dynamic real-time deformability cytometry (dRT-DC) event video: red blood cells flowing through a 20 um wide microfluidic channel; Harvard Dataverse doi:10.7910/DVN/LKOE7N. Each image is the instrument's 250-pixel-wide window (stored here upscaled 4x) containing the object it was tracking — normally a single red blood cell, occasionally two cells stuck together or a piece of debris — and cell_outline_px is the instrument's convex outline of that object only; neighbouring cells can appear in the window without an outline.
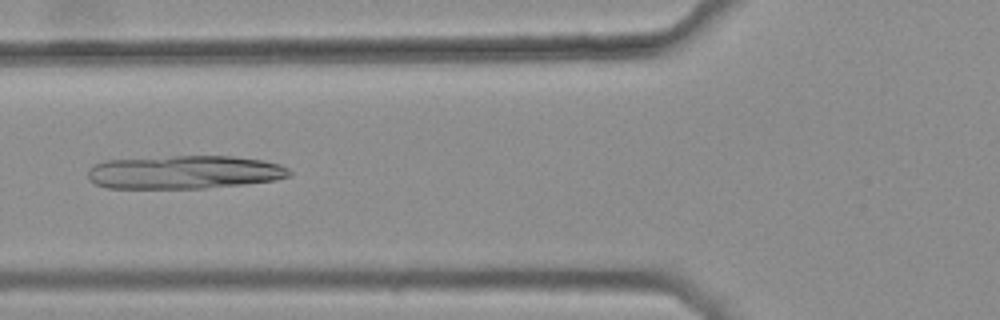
{"species": "common noctule bat (a hibernating species)", "species_latin": "Nyctalus noctula", "temperature_condition": "warm", "stored_images_in_passage": 33, "camera_frame_rate_fps": 3000, "um_per_image_px": 0.085, "animal": {"sex": "female", "body_mass_g": 25.1}, "frame": {"image": 1, "passage_image": 8, "time_ms": 2.333, "image_size_px": [1000, 320], "cell_outline_px": [[292, 176], [276, 180], [244, 184], [204, 188], [108, 188], [96, 184], [88, 180], [88, 168], [92, 164], [104, 160], [172, 156], [232, 156], [264, 160], [280, 164], [288, 168], [292, 172]], "centroid_in_image_um": [15.67, 14.63], "position_along_channel_um": 110.1, "area_um2": 39.59}}
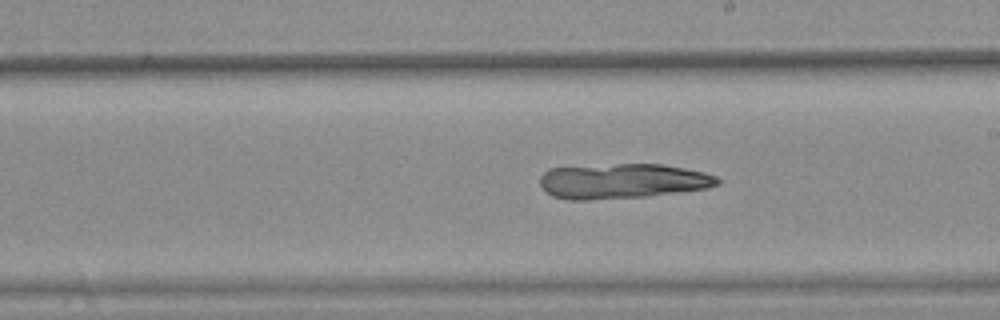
{"frame": {"image": 2, "passage_image": 18, "time_ms": 5.667, "image_size_px": [1000, 320], "cell_outline_px": [[720, 184], [708, 188], [680, 192], [644, 196], [588, 200], [568, 200], [552, 196], [540, 184], [540, 176], [548, 168], [616, 164], [664, 164], [704, 172], [716, 176], [720, 180]], "centroid_in_image_um": [52.92, 15.39], "position_along_channel_um": 236.1, "area_um2": 36.24}}
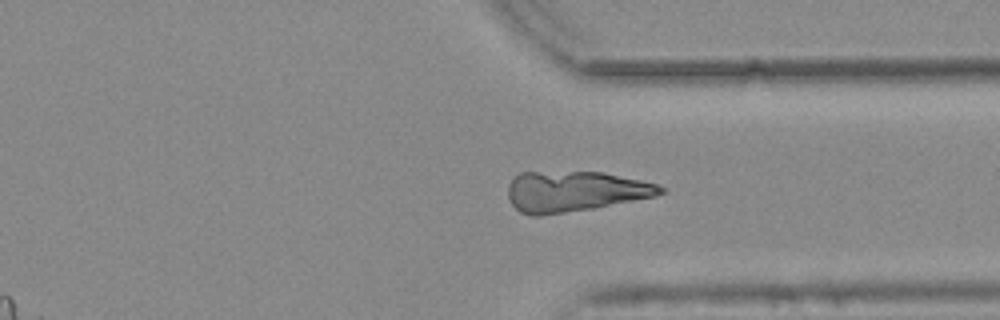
{"frame": {"image": 3, "passage_image": 28, "time_ms": 9.0, "image_size_px": [1000, 320], "cell_outline_px": [[664, 192], [656, 196], [592, 208], [540, 216], [532, 216], [520, 212], [508, 200], [508, 184], [520, 172], [604, 172], [640, 180], [656, 184], [664, 188]], "centroid_in_image_um": [48.82, 16.27], "position_along_channel_um": 362.6, "area_um2": 35.78}}